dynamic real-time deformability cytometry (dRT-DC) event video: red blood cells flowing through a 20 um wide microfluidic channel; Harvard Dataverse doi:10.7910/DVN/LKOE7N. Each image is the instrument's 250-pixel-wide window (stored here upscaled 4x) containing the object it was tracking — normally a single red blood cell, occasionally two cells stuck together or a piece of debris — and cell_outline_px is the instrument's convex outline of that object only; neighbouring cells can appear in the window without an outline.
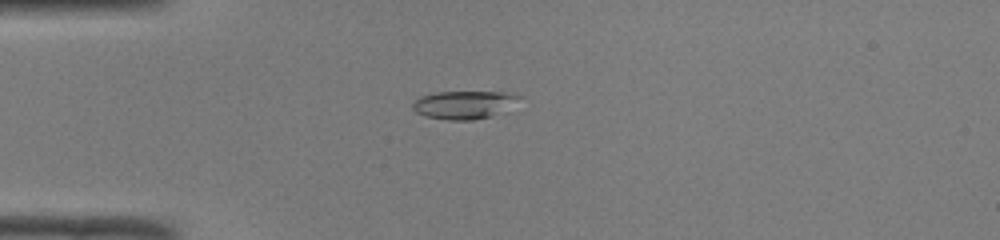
{"species": "common noctule bat (a hibernating species)", "species_latin": "Nyctalus noctula", "temperature_condition": "room temperature", "stored_images_in_passage": 43, "camera_frame_rate_fps": 3000, "um_per_image_px": 0.085, "animal": {"sex": "male", "body_mass_g": 19.0, "forearm_length_mm": 50.8}, "frame": {"image": 1, "passage_image": 6, "time_ms": 1.667, "image_size_px": [1000, 240], "cell_outline_px": [[520, 96], [492, 116], [472, 120], [448, 120], [424, 116], [416, 112], [412, 108], [412, 104], [420, 96], [436, 92], [500, 92]], "centroid_in_image_um": [39.27, 8.91], "position_along_channel_um": 45.7, "area_um2": 16.76}}
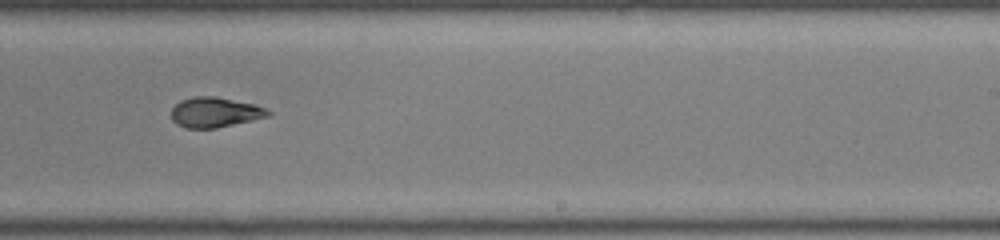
{"frame": {"image": 2, "passage_image": 24, "time_ms": 7.667, "image_size_px": [1000, 240], "cell_outline_px": [[272, 116], [216, 128], [184, 128], [176, 124], [172, 120], [172, 108], [180, 100], [192, 96], [216, 96], [256, 104], [272, 112]], "centroid_in_image_um": [18.29, 9.54], "position_along_channel_um": 270.7, "area_um2": 17.22}}
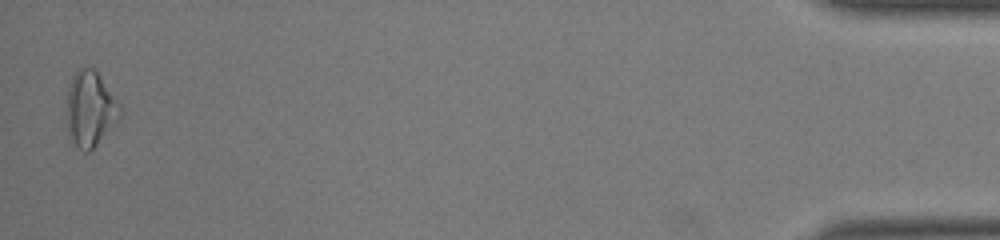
{"frame": {"image": 3, "passage_image": 42, "time_ms": 13.667, "image_size_px": [1000, 240], "cell_outline_px": [[124, 112], [120, 120], [88, 152], [84, 152], [68, 136], [68, 88], [72, 76], [80, 68], [92, 68], [96, 72], [120, 104]], "centroid_in_image_um": [7.71, 9.27], "position_along_channel_um": 427.5, "area_um2": 23.0}, "authors_computed_cell_mechanics": {"area_um2": 17.4556, "velocity_mm_per_s": 4.0781, "shape_relaxation_time_tau1_ms": null, "shape_relaxation_time_tau2_ms": 2.0466, "deformation_change_tau1": null, "deformation_change_tau2": 0.0877}}